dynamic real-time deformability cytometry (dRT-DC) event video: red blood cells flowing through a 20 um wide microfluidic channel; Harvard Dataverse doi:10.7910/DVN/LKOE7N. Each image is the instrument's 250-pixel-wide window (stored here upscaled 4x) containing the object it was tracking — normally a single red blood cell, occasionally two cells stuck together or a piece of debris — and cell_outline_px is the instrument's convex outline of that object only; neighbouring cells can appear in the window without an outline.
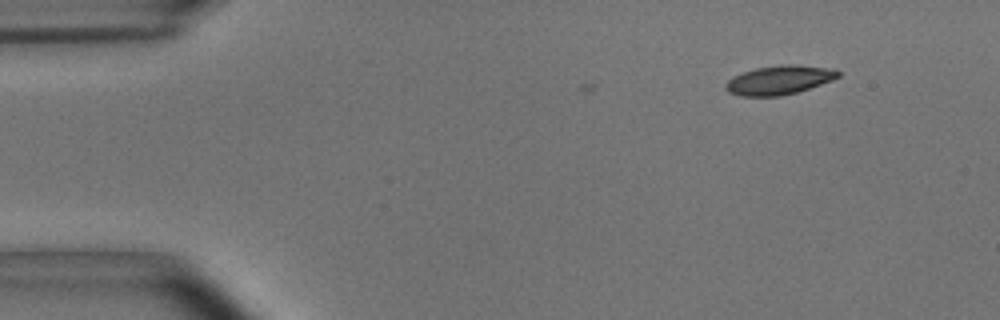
{"species": "common noctule bat (a hibernating species)", "species_latin": "Nyctalus noctula", "temperature_condition": "room temperature", "stored_images_in_passage": 6, "camera_frame_rate_fps": 3000, "um_per_image_px": 0.085, "animal": {"sex": "male", "body_mass_g": 15.6}, "frame": {"image": 1, "passage_image": 6, "time_ms": 1.667, "image_size_px": [1000, 320], "cell_outline_px": [[840, 76], [832, 80], [796, 92], [780, 96], [740, 96], [728, 92], [724, 88], [724, 84], [728, 80], [744, 72], [756, 68], [780, 64], [792, 64], [836, 68], [840, 72]], "centroid_in_image_um": [66.25, 6.79], "position_along_channel_um": 18.8, "area_um2": 19.02}}